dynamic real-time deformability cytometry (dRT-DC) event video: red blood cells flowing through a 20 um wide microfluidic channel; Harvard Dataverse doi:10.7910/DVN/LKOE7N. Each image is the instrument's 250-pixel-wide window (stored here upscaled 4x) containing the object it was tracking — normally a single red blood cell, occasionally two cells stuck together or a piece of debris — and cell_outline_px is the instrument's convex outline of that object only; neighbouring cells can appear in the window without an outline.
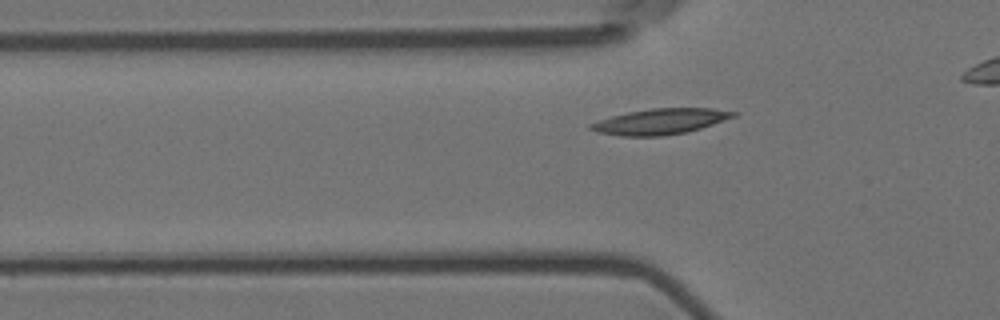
{"species": "Egyptian fruit bat (a non-hibernating species)", "species_latin": "Rousettus aegyptiacus", "temperature_condition": "room temperature", "stored_images_in_passage": 38, "camera_frame_rate_fps": 3000, "um_per_image_px": 0.085, "animal": {"sex": "female"}, "frame": {"image": 1, "passage_image": 10, "time_ms": 3.0, "image_size_px": [1000, 320], "cell_outline_px": [[736, 116], [700, 128], [684, 132], [664, 136], [620, 136], [596, 132], [588, 128], [588, 124], [612, 116], [628, 112], [652, 108], [712, 108], [736, 112]], "centroid_in_image_um": [56.08, 10.33], "position_along_channel_um": 69.7, "area_um2": 21.15}}
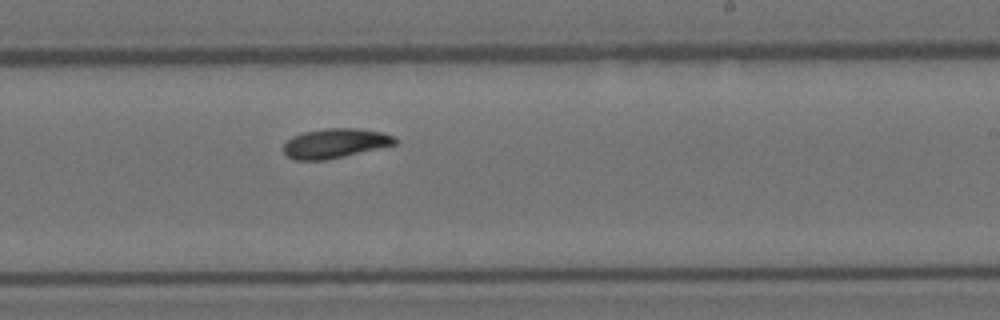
{"frame": {"image": 2, "passage_image": 26, "time_ms": 8.333, "image_size_px": [1000, 320], "cell_outline_px": [[396, 144], [344, 156], [324, 160], [296, 160], [288, 156], [284, 152], [284, 144], [292, 136], [304, 132], [328, 128], [356, 128], [384, 132], [392, 136], [396, 140]], "centroid_in_image_um": [28.48, 12.17], "position_along_channel_um": 260.5, "area_um2": 18.96}}
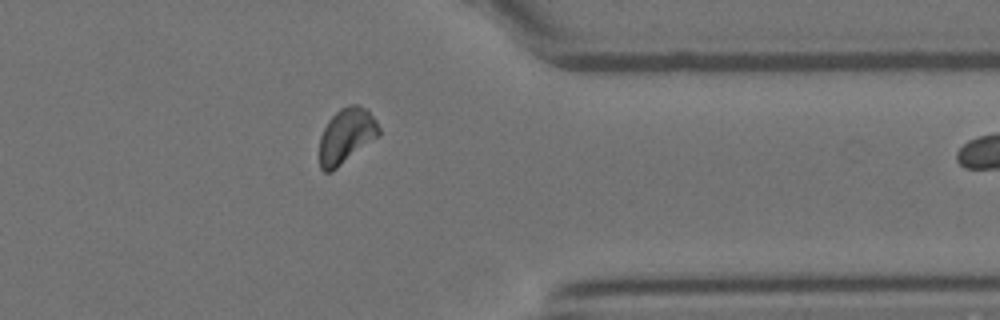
{"frame": {"image": 3, "passage_image": 37, "time_ms": 12.0, "image_size_px": [1000, 320], "cell_outline_px": [[380, 136], [332, 172], [324, 172], [320, 168], [320, 136], [328, 120], [340, 108], [348, 104], [360, 104], [368, 108], [376, 120], [380, 128]], "centroid_in_image_um": [29.47, 11.53], "position_along_channel_um": 381.9, "area_um2": 19.54}}